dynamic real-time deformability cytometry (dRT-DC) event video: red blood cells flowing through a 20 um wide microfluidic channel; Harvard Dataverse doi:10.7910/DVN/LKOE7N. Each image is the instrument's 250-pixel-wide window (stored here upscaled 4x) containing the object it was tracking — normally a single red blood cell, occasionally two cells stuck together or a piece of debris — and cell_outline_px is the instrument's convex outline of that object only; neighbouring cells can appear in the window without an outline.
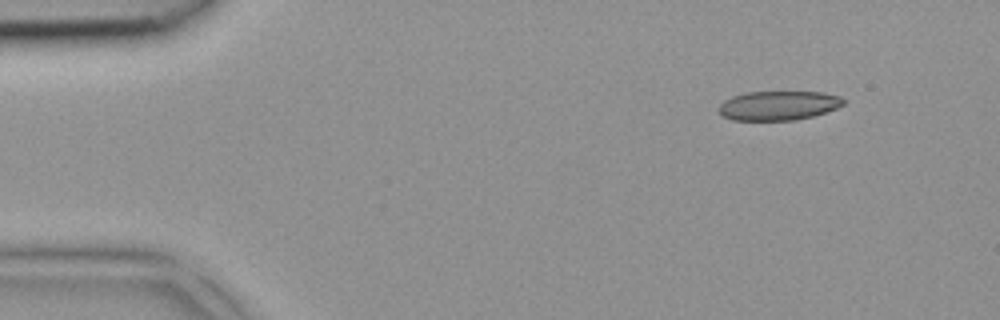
{"species": "common noctule bat (a hibernating species)", "species_latin": "Nyctalus noctula", "temperature_condition": "room temperature", "stored_images_in_passage": 3, "segment_of_instrument_passage": [2, 2], "camera_frame_rate_fps": 3000, "um_per_image_px": 0.085, "animal": {"sex": "female", "body_mass_g": 18.4}, "frame": {"image": 1, "passage_image": 3, "time_ms": 0.667, "image_size_px": [1000, 320], "cell_outline_px": [[844, 104], [836, 108], [812, 116], [796, 120], [732, 120], [720, 116], [716, 108], [724, 100], [732, 96], [744, 92], [824, 92], [840, 96], [844, 100]], "centroid_in_image_um": [66.1, 8.97], "position_along_channel_um": 18.9, "area_um2": 21.44}}